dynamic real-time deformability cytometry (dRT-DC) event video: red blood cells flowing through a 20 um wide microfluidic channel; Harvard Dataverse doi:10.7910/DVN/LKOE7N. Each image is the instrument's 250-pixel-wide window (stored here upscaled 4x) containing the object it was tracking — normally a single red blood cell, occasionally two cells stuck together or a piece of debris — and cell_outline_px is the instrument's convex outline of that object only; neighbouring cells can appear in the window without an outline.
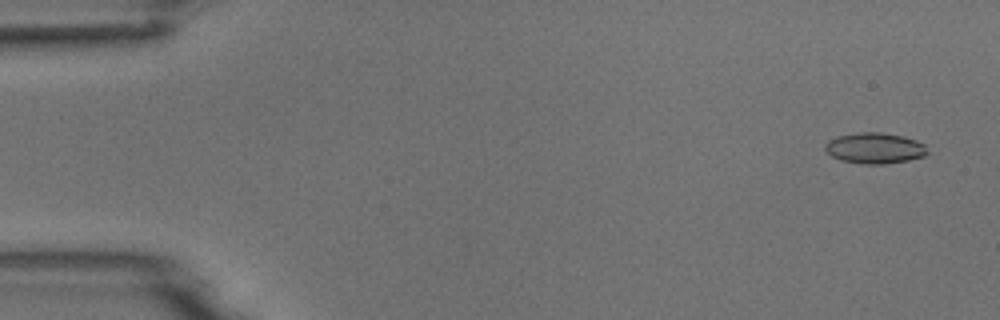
{"species": "common noctule bat (a hibernating species)", "species_latin": "Nyctalus noctula", "temperature_condition": "room temperature", "stored_images_in_passage": 6, "camera_frame_rate_fps": 3000, "um_per_image_px": 0.085, "animal": {"sex": "male", "body_mass_g": 18.8}, "frame": {"image": 1, "passage_image": 1, "time_ms": 0.0, "image_size_px": [1000, 320], "cell_outline_px": [[928, 152], [924, 156], [908, 160], [884, 164], [864, 164], [840, 160], [832, 156], [824, 148], [824, 144], [828, 140], [836, 136], [860, 132], [880, 132], [904, 136], [916, 140], [924, 144]], "centroid_in_image_um": [74.34, 12.58], "position_along_channel_um": 10.7, "area_um2": 18.44}}
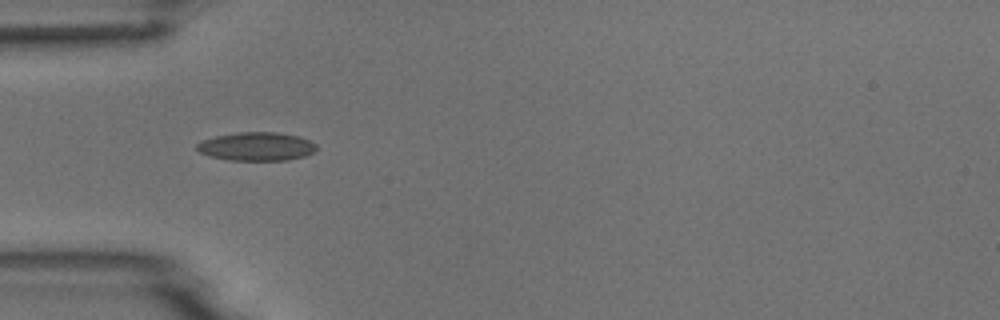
{"frame": {"image": 2, "passage_image": 5, "time_ms": 4.667, "image_size_px": [1000, 320], "cell_outline_px": [[316, 152], [304, 156], [288, 160], [228, 160], [208, 156], [200, 152], [196, 148], [196, 144], [204, 140], [216, 136], [236, 132], [276, 132], [300, 136], [316, 144]], "centroid_in_image_um": [21.82, 12.45], "position_along_channel_um": 63.2, "area_um2": 19.94}}